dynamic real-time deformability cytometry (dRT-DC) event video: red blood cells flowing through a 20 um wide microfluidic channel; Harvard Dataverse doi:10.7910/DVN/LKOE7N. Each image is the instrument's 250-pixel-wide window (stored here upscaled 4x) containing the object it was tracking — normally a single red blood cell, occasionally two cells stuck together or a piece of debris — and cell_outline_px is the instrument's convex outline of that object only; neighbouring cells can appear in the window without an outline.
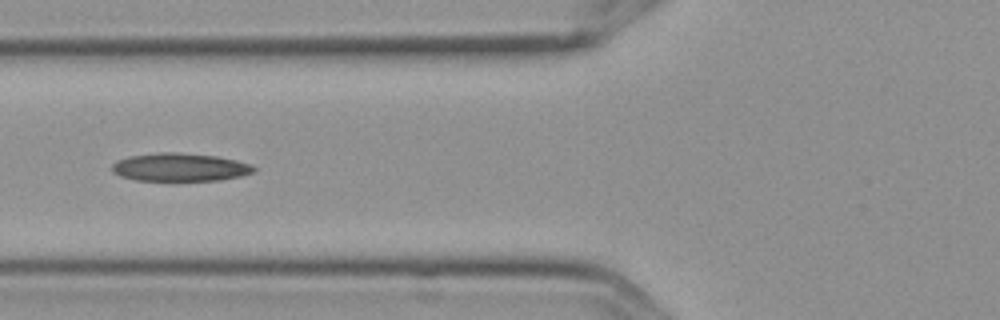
{"species": "Egyptian fruit bat (a non-hibernating species)", "species_latin": "Rousettus aegyptiacus", "temperature_condition": "cold", "stored_images_in_passage": 4, "camera_frame_rate_fps": 3000, "um_per_image_px": 0.085, "frame": {"image": 1, "passage_image": 2, "time_ms": 0.333, "image_size_px": [1000, 320], "cell_outline_px": [[256, 172], [240, 176], [220, 180], [136, 180], [120, 176], [112, 172], [112, 164], [116, 160], [128, 156], [160, 152], [176, 152], [216, 156], [236, 160], [252, 164], [256, 168]], "centroid_in_image_um": [15.29, 14.21], "position_along_channel_um": 110.5, "area_um2": 23.29}}
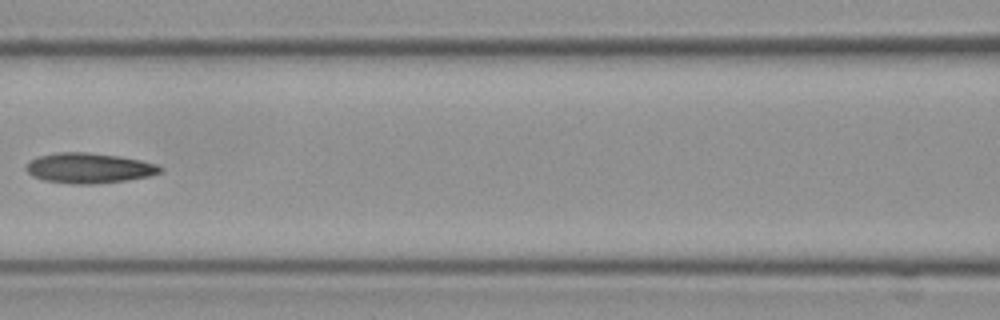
{"frame": {"image": 2, "passage_image": 3, "time_ms": 0.667, "image_size_px": [1000, 320], "cell_outline_px": [[164, 168], [160, 172], [148, 176], [128, 180], [92, 184], [72, 184], [44, 180], [32, 176], [24, 168], [32, 160], [40, 156], [56, 152], [88, 152], [120, 156], [140, 160], [156, 164]], "centroid_in_image_um": [7.57, 14.28], "position_along_channel_um": 159.0, "area_um2": 23.52}}
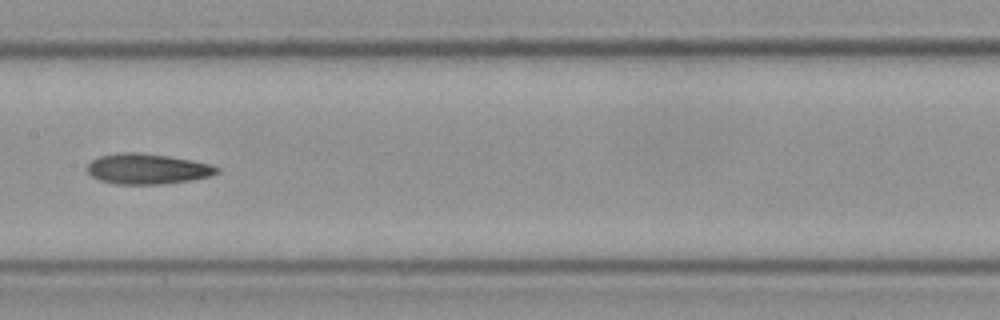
{"frame": {"image": 3, "passage_image": 4, "time_ms": 1.0, "image_size_px": [1000, 320], "cell_outline_px": [[220, 172], [208, 176], [192, 180], [160, 184], [116, 184], [100, 180], [92, 176], [88, 172], [88, 164], [92, 160], [100, 156], [120, 152], [140, 152], [168, 156], [192, 160], [212, 164], [220, 168]], "centroid_in_image_um": [12.55, 14.35], "position_along_channel_um": 194.8, "area_um2": 23.0}}